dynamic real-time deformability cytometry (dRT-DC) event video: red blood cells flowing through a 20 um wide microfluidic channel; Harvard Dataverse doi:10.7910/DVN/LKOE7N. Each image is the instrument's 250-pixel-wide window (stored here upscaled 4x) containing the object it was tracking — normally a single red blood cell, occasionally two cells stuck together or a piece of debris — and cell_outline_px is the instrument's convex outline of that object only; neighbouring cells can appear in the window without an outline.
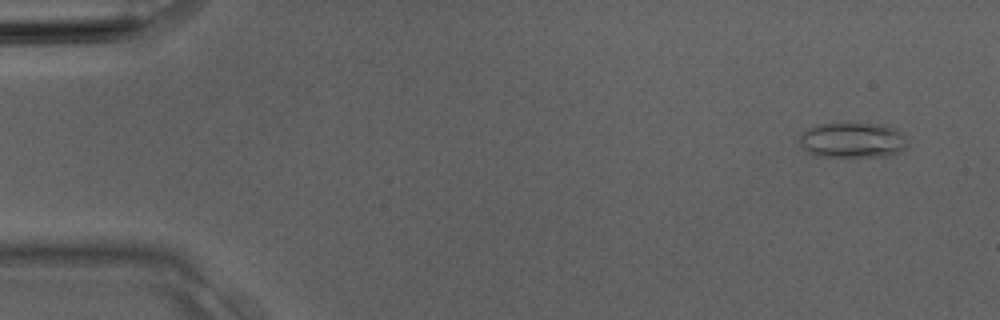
{"species": "Egyptian fruit bat (a non-hibernating species)", "species_latin": "Rousettus aegyptiacus", "temperature_condition": "room temperature", "stored_images_in_passage": 3, "camera_frame_rate_fps": 3000, "um_per_image_px": 0.085, "animal": {"sex": "male"}, "frame": {"image": 1, "passage_image": 1, "time_ms": 0.0, "image_size_px": [1000, 320], "cell_outline_px": [[908, 148], [892, 156], [816, 156], [808, 152], [804, 148], [800, 140], [800, 136], [808, 128], [816, 124], [844, 120], [880, 124], [896, 128], [904, 136]], "centroid_in_image_um": [72.49, 11.86], "position_along_channel_um": 12.5, "area_um2": 23.0}}